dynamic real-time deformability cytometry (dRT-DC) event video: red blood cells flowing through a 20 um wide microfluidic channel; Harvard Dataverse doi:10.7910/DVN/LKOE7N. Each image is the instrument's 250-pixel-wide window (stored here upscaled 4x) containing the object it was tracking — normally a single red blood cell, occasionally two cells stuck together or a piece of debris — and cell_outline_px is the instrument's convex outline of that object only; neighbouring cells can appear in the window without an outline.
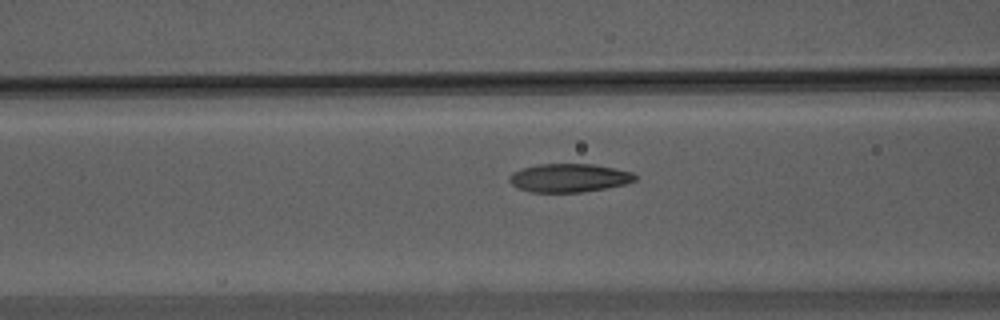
{"species": "Egyptian fruit bat (a non-hibernating species)", "species_latin": "Rousettus aegyptiacus", "temperature_condition": "warm", "stored_images_in_passage": 44, "camera_frame_rate_fps": 3000, "um_per_image_px": 0.085, "animal": {"sex": "male"}, "frame": {"image": 1, "passage_image": 10, "time_ms": 3.0, "image_size_px": [1000, 320], "cell_outline_px": [[636, 180], [624, 184], [604, 188], [580, 192], [532, 192], [520, 188], [512, 184], [508, 180], [508, 176], [512, 172], [536, 164], [592, 164], [616, 168], [632, 172], [636, 176]], "centroid_in_image_um": [48.36, 15.11], "position_along_channel_um": 118.2, "area_um2": 20.69}}
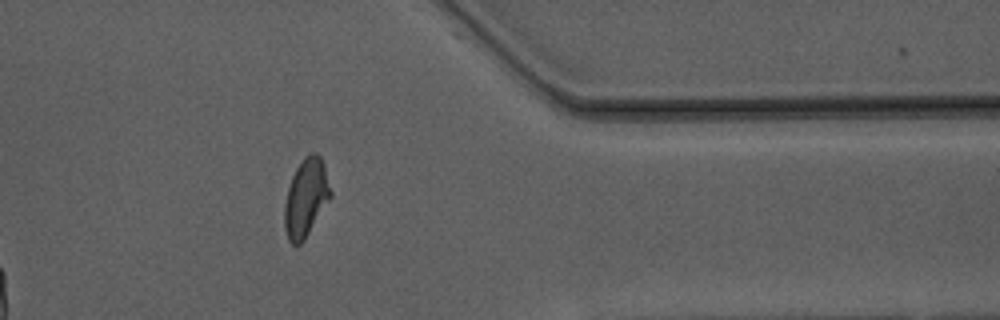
{"frame": {"image": 2, "passage_image": 33, "time_ms": 10.667, "image_size_px": [1000, 320], "cell_outline_px": [[332, 196], [304, 240], [300, 244], [292, 244], [288, 240], [284, 228], [284, 204], [288, 188], [292, 176], [296, 168], [304, 156], [312, 152], [316, 152], [320, 156], [324, 164], [332, 192]], "centroid_in_image_um": [26.01, 16.8], "position_along_channel_um": 385.4, "area_um2": 21.04}}
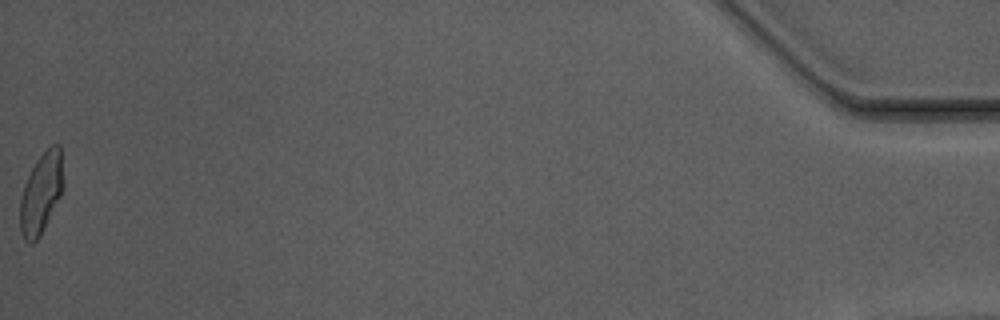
{"frame": {"image": 3, "passage_image": 44, "time_ms": 14.333, "image_size_px": [1000, 320], "cell_outline_px": [[64, 188], [40, 236], [32, 244], [24, 240], [20, 232], [20, 200], [24, 184], [36, 160], [52, 144], [60, 144], [64, 184]], "centroid_in_image_um": [3.5, 16.42], "position_along_channel_um": 431.7, "area_um2": 20.35}}